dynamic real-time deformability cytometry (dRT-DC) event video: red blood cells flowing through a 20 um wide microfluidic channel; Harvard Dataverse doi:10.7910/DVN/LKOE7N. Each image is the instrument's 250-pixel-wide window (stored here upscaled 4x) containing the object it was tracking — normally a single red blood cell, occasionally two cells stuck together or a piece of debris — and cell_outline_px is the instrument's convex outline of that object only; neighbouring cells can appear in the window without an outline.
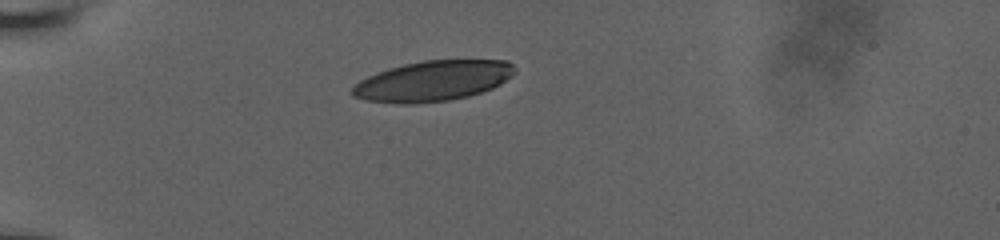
{"species": "human", "species_latin": "Homo sapiens", "temperature_condition": "room temperature", "stored_images_in_passage": 32, "camera_frame_rate_fps": 3000, "um_per_image_px": 0.085, "donor": {"sex": "male"}, "frame": {"image": 1, "passage_image": 1, "time_ms": 0.0, "image_size_px": [1000, 240], "cell_outline_px": [[516, 72], [512, 76], [500, 84], [492, 88], [468, 96], [448, 100], [408, 104], [400, 104], [368, 100], [352, 96], [352, 88], [360, 80], [376, 72], [388, 68], [404, 64], [424, 60], [508, 60], [516, 68]], "centroid_in_image_um": [36.81, 6.87], "position_along_channel_um": 48.2, "area_um2": 38.15}}
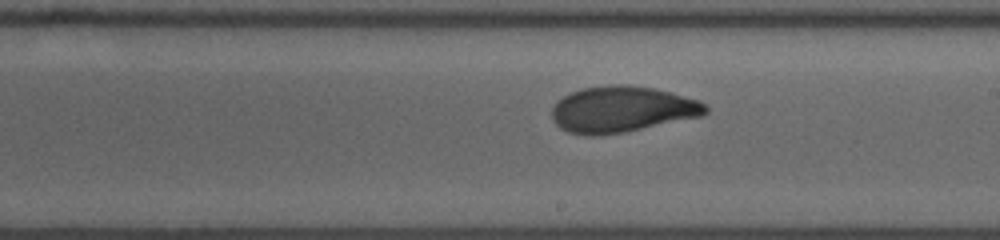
{"frame": {"image": 2, "passage_image": 18, "time_ms": 5.667, "image_size_px": [1000, 240], "cell_outline_px": [[708, 112], [700, 116], [624, 132], [592, 136], [588, 136], [568, 132], [560, 128], [552, 120], [552, 108], [556, 100], [580, 88], [612, 84], [628, 84], [652, 88], [672, 92], [700, 100], [708, 108]], "centroid_in_image_um": [52.84, 9.28], "position_along_channel_um": 236.2, "area_um2": 41.38}}
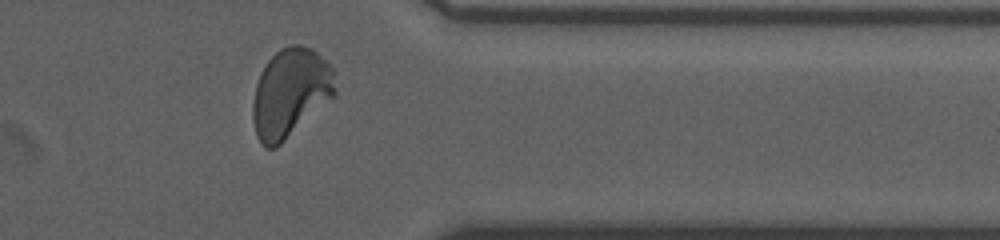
{"frame": {"image": 3, "passage_image": 30, "time_ms": 9.667, "image_size_px": [1000, 240], "cell_outline_px": [[336, 96], [276, 148], [264, 148], [260, 144], [256, 136], [252, 120], [252, 104], [256, 84], [260, 72], [268, 60], [280, 48], [292, 44], [300, 44], [312, 48], [328, 60], [336, 72]], "centroid_in_image_um": [24.71, 7.89], "position_along_channel_um": 386.7, "area_um2": 43.64}, "authors_computed_cell_mechanics": {"area_um2": 40.5756, "velocity_mm_per_s": 3.9228, "shape_relaxation_time_tau1_ms": 3.9971, "shape_relaxation_time_tau2_ms": 0.9411, "deformation_change_tau1": 0.1781, "deformation_change_tau2": 0.0641}}